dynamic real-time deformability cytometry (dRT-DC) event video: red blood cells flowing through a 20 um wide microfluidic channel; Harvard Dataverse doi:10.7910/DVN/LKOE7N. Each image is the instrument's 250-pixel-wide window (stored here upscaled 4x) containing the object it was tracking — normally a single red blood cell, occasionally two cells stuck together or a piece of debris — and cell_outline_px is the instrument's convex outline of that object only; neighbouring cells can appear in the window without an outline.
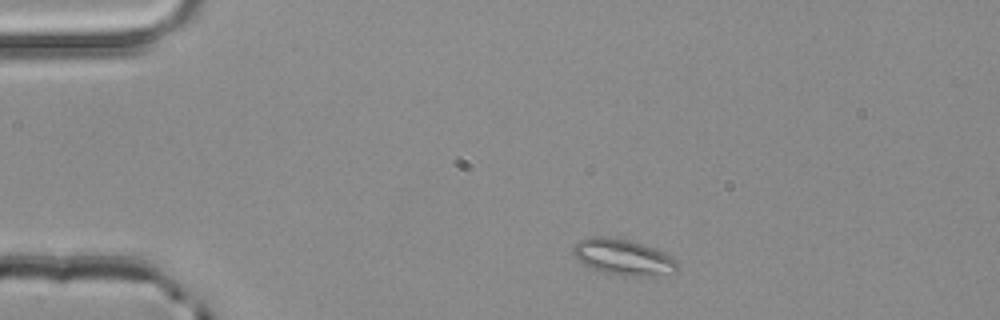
{"species": "common noctule bat (a hibernating species)", "species_latin": "Nyctalus noctula", "temperature_condition": "room temperature", "stored_images_in_passage": 2, "camera_frame_rate_fps": 3000, "um_per_image_px": 0.085, "animal": {"sex": "male", "body_mass_g": 20.4}, "frame": {"image": 1, "passage_image": 1, "time_ms": 0.0, "image_size_px": [1000, 320], "cell_outline_px": [[680, 268], [676, 272], [652, 276], [624, 276], [604, 272], [592, 268], [584, 264], [572, 252], [572, 244], [580, 240], [592, 236], [608, 236], [628, 240], [644, 244], [664, 252], [672, 256], [680, 264]], "centroid_in_image_um": [53.01, 21.85], "position_along_channel_um": 32.0, "area_um2": 22.08}}
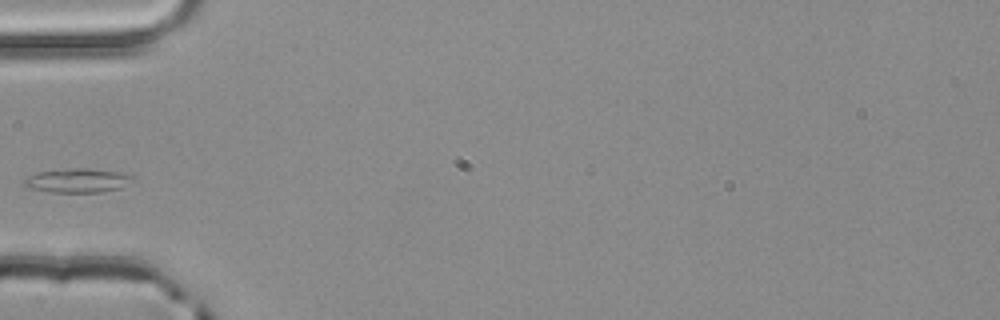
{"frame": {"image": 2, "passage_image": 2, "time_ms": 0.333, "image_size_px": [1000, 320], "cell_outline_px": [[136, 180], [120, 188], [104, 192], [48, 192], [28, 188], [24, 184], [24, 180], [28, 176], [36, 172], [68, 168], [88, 168], [116, 172], [132, 176]], "centroid_in_image_um": [6.57, 15.35], "position_along_channel_um": 78.4, "area_um2": 15.32}}